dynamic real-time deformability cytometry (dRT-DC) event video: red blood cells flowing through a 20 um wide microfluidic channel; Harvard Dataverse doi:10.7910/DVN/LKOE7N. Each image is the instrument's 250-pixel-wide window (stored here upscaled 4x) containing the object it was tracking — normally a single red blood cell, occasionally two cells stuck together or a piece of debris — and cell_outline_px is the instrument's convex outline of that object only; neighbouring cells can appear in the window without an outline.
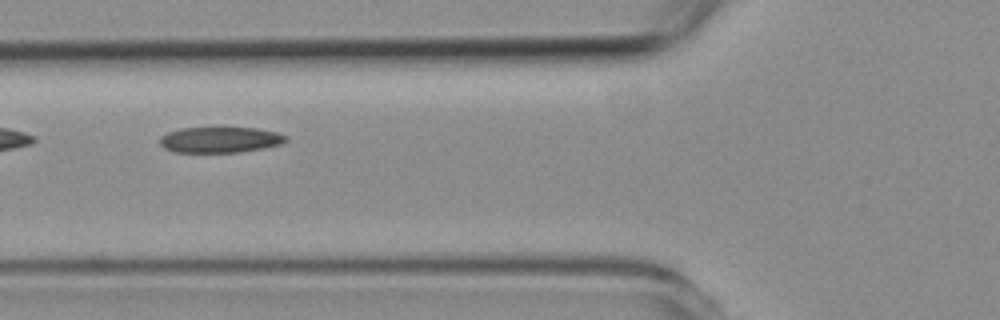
{"species": "common noctule bat (a hibernating species)", "species_latin": "Nyctalus noctula", "temperature_condition": "room temperature", "stored_images_in_passage": 9, "camera_frame_rate_fps": 3000, "um_per_image_px": 0.085, "animal": {"sex": "female", "body_mass_g": 19.3, "forearm_length_mm": 54.1}, "frame": {"image": 1, "passage_image": 6, "time_ms": 5.667, "image_size_px": [1000, 320], "cell_outline_px": [[288, 140], [284, 144], [240, 152], [176, 152], [164, 148], [160, 144], [160, 136], [168, 132], [180, 128], [220, 124], [256, 128], [276, 132], [288, 136]], "centroid_in_image_um": [18.72, 11.82], "position_along_channel_um": 107.1, "area_um2": 20.06}}
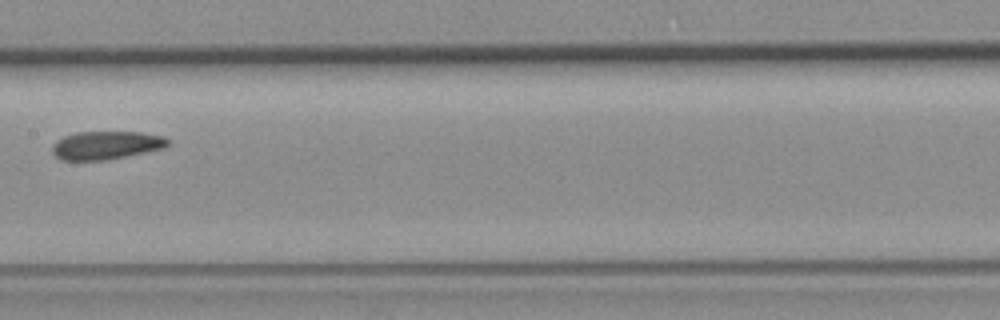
{"frame": {"image": 2, "passage_image": 8, "time_ms": 8.0, "image_size_px": [1000, 320], "cell_outline_px": [[168, 144], [164, 148], [104, 160], [64, 160], [56, 156], [52, 152], [52, 144], [56, 140], [64, 136], [76, 132], [140, 132], [164, 136], [168, 140]], "centroid_in_image_um": [8.99, 12.33], "position_along_channel_um": 198.4, "area_um2": 18.84}}
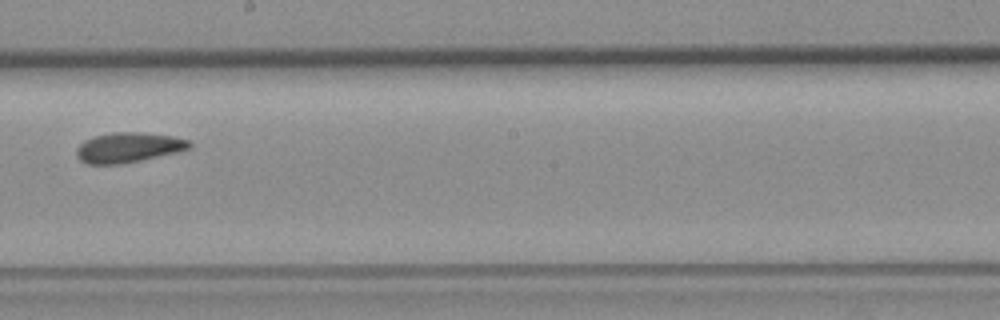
{"frame": {"image": 3, "passage_image": 9, "time_ms": 9.0, "image_size_px": [1000, 320], "cell_outline_px": [[192, 148], [176, 152], [140, 160], [120, 164], [88, 164], [80, 160], [76, 156], [76, 148], [84, 140], [96, 136], [112, 132], [140, 132], [172, 136], [188, 140], [192, 144]], "centroid_in_image_um": [10.89, 12.53], "position_along_channel_um": 237.3, "area_um2": 19.65}}